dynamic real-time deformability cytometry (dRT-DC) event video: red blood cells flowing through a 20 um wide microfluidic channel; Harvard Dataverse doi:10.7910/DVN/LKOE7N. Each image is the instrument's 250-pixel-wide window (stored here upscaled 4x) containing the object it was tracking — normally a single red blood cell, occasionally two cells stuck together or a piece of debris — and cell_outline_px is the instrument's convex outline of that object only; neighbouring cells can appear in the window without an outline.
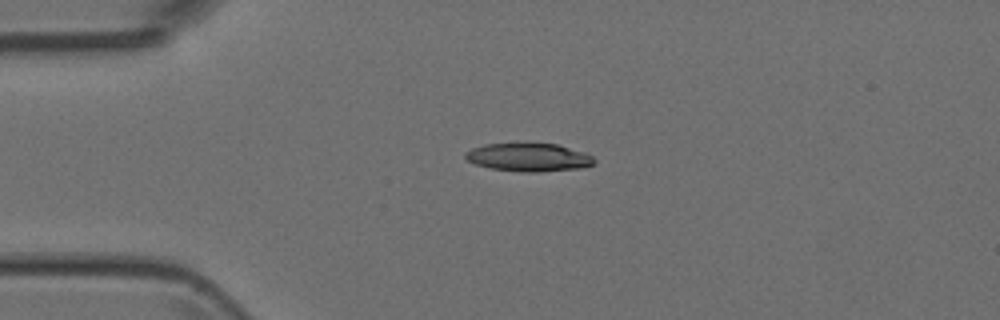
{"species": "Egyptian fruit bat (a non-hibernating species)", "species_latin": "Rousettus aegyptiacus", "temperature_condition": "room temperature", "stored_images_in_passage": 4, "segment_of_instrument_passage": [1, 2], "camera_frame_rate_fps": 3000, "um_per_image_px": 0.085, "animal": {"sex": "female"}, "frame": {"image": 1, "passage_image": 2, "time_ms": 2.0, "image_size_px": [1000, 320], "cell_outline_px": [[596, 160], [592, 164], [580, 168], [540, 172], [520, 172], [488, 168], [476, 164], [468, 160], [464, 156], [464, 152], [472, 148], [484, 144], [524, 140], [556, 144], [584, 152], [592, 156]], "centroid_in_image_um": [44.88, 13.32], "position_along_channel_um": 40.1, "area_um2": 22.08}}